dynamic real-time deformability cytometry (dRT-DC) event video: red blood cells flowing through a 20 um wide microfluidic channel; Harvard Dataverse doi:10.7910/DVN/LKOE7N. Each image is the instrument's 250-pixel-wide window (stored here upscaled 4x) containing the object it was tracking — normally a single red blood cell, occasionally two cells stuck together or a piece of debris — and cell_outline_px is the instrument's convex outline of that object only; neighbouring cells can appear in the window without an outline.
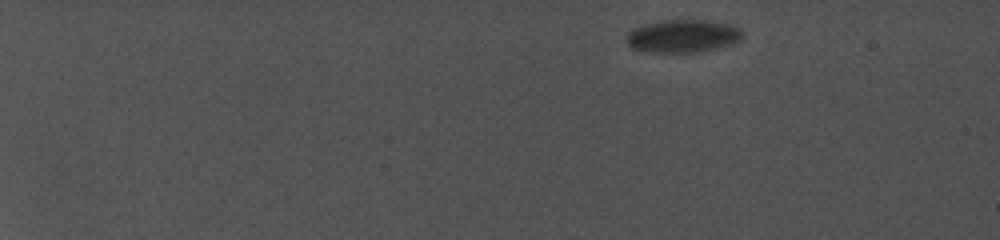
{"species": "common noctule bat (a hibernating species)", "species_latin": "Nyctalus noctula", "temperature_condition": "cold", "stored_images_in_passage": 77, "camera_frame_rate_fps": 5000, "um_per_image_px": 0.085, "animal": {"sex": "female", "body_mass_g": 19.0, "forearm_length_mm": 56.7}, "frame": {"image": 1, "passage_image": 1, "time_ms": 0.0, "image_size_px": [1000, 240], "cell_outline_px": [[732, 36], [728, 40], [696, 48], [656, 48], [632, 44], [632, 36], [636, 32], [648, 28], [664, 24], [704, 24], [728, 28], [732, 32]], "centroid_in_image_um": [57.9, 3.06], "position_along_channel_um": 27.1, "area_um2": 14.22}}
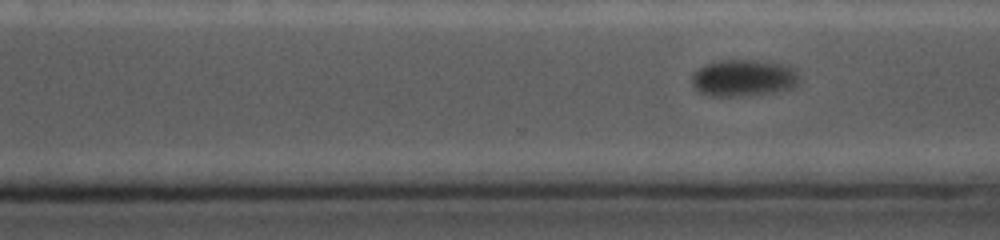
{"frame": {"image": 2, "passage_image": 54, "time_ms": 12.4, "image_size_px": [1000, 240], "cell_outline_px": [[788, 76], [780, 84], [772, 88], [748, 92], [704, 92], [696, 84], [696, 76], [704, 68], [712, 64], [732, 60], [740, 60], [780, 68]], "centroid_in_image_um": [62.82, 6.55], "position_along_channel_um": 307.8, "area_um2": 16.47}}
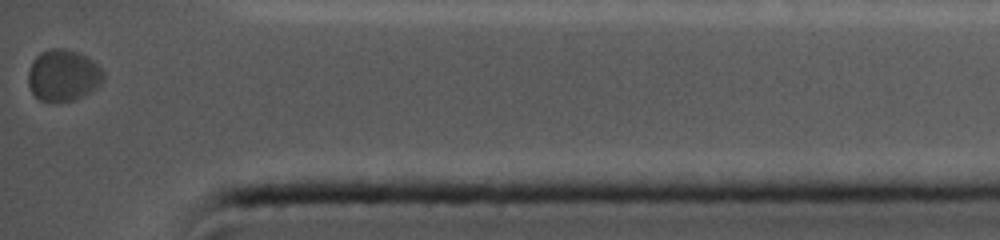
{"frame": {"image": 3, "passage_image": 76, "time_ms": 15.8, "image_size_px": [1000, 240], "cell_outline_px": [[100, 80], [88, 92], [80, 96], [68, 100], [40, 100], [32, 92], [28, 84], [28, 72], [36, 56], [52, 48], [60, 48], [84, 56], [100, 72]], "centroid_in_image_um": [5.24, 6.4], "position_along_channel_um": 430.0, "area_um2": 20.81}}